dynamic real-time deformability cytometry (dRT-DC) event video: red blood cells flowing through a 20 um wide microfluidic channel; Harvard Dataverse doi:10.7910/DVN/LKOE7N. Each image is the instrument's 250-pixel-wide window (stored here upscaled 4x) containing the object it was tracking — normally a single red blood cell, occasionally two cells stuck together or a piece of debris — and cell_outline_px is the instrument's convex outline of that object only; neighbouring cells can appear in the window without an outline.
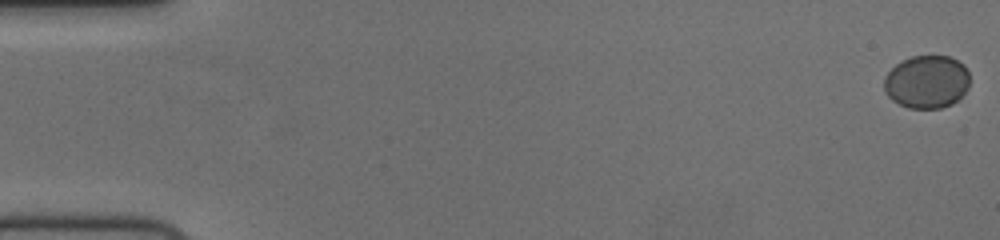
{"species": "human", "species_latin": "Homo sapiens", "temperature_condition": "cold", "stored_images_in_passage": 57, "camera_frame_rate_fps": 3000, "um_per_image_px": 0.085, "donor": {"sex": "female"}, "frame": {"image": 1, "passage_image": 1, "time_ms": 0.0, "image_size_px": [1000, 240], "cell_outline_px": [[968, 88], [952, 104], [940, 108], [908, 108], [892, 100], [884, 92], [884, 76], [900, 60], [912, 56], [948, 56], [964, 64], [968, 72]], "centroid_in_image_um": [78.74, 6.95], "position_along_channel_um": 6.3, "area_um2": 26.47}}
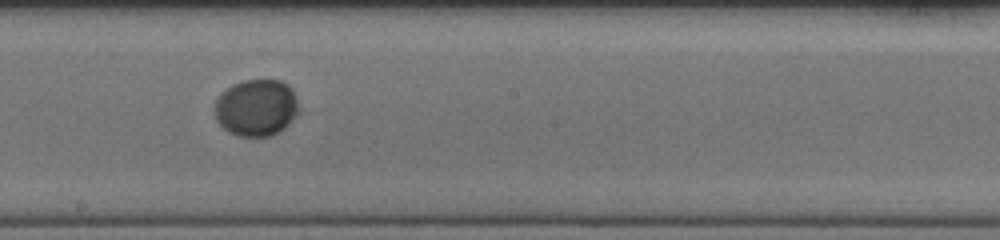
{"frame": {"image": 2, "passage_image": 33, "time_ms": 10.667, "image_size_px": [1000, 240], "cell_outline_px": [[300, 112], [280, 132], [272, 136], [240, 136], [228, 132], [216, 120], [216, 100], [232, 84], [244, 80], [280, 80], [288, 84], [292, 88], [300, 108]], "centroid_in_image_um": [21.84, 9.16], "position_along_channel_um": 226.4, "area_um2": 27.92}}
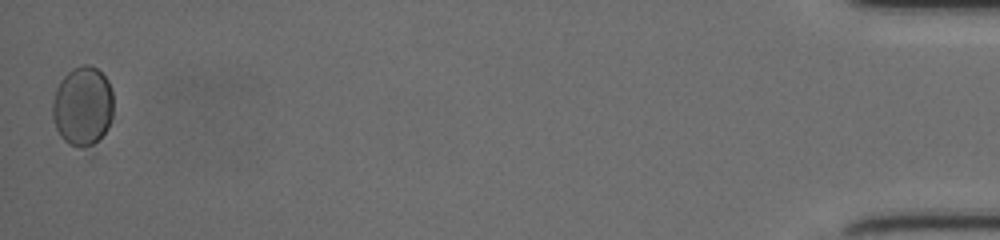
{"frame": {"image": 3, "passage_image": 57, "time_ms": 18.667, "image_size_px": [1000, 240], "cell_outline_px": [[112, 116], [108, 128], [92, 156], [68, 144], [60, 136], [56, 128], [52, 116], [52, 100], [56, 88], [60, 80], [72, 68], [84, 64], [88, 64], [96, 68], [108, 80], [112, 88]], "centroid_in_image_um": [7.04, 9.16], "position_along_channel_um": 428.2, "area_um2": 29.59}, "authors_computed_cell_mechanics": {"area_um2": 27.744, "velocity_mm_per_s": 3.7139, "shape_relaxation_time_tau1_ms": 2.5232, "shape_relaxation_time_tau2_ms": null, "deformation_change_tau1": 0.1289, "deformation_change_tau2": null}}